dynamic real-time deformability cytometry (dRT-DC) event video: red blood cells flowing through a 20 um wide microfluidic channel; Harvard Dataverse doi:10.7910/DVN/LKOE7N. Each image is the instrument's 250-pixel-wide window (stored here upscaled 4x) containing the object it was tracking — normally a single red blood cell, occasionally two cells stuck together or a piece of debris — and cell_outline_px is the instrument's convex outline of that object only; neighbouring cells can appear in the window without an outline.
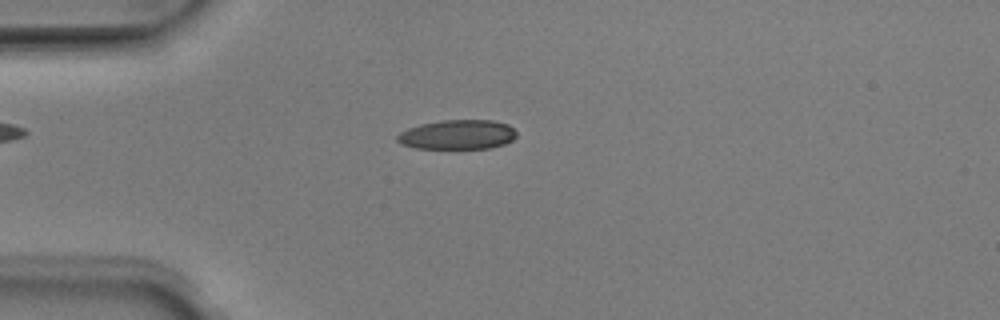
{"species": "Egyptian fruit bat (a non-hibernating species)", "species_latin": "Rousettus aegyptiacus", "temperature_condition": "room temperature", "stored_images_in_passage": 50, "camera_frame_rate_fps": 3000, "um_per_image_px": 0.085, "animal": {"sex": "male"}, "frame": {"image": 1, "passage_image": 13, "time_ms": 4.0, "image_size_px": [1000, 320], "cell_outline_px": [[516, 136], [512, 140], [504, 144], [488, 148], [416, 148], [400, 144], [396, 140], [396, 136], [400, 132], [408, 128], [420, 124], [444, 120], [492, 120], [508, 124], [516, 132]], "centroid_in_image_um": [38.87, 11.44], "position_along_channel_um": 46.1, "area_um2": 20.46}}
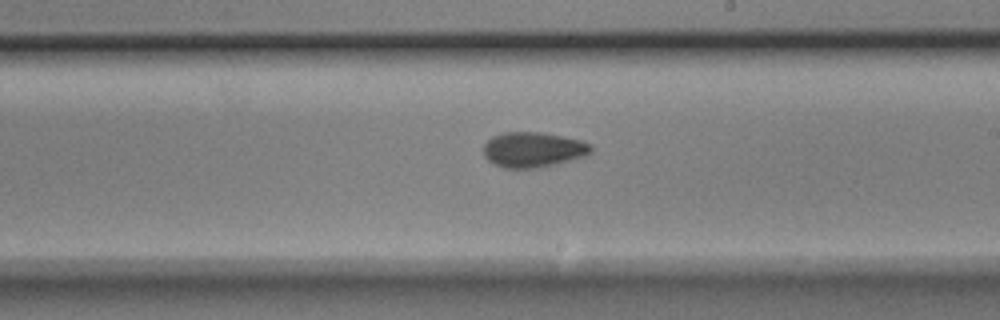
{"frame": {"image": 2, "passage_image": 29, "time_ms": 9.333, "image_size_px": [1000, 320], "cell_outline_px": [[592, 152], [584, 156], [556, 164], [536, 168], [504, 168], [488, 160], [484, 156], [484, 144], [492, 136], [504, 132], [540, 132], [580, 140], [592, 144]], "centroid_in_image_um": [45.31, 12.72], "position_along_channel_um": 243.7, "area_um2": 21.96}}
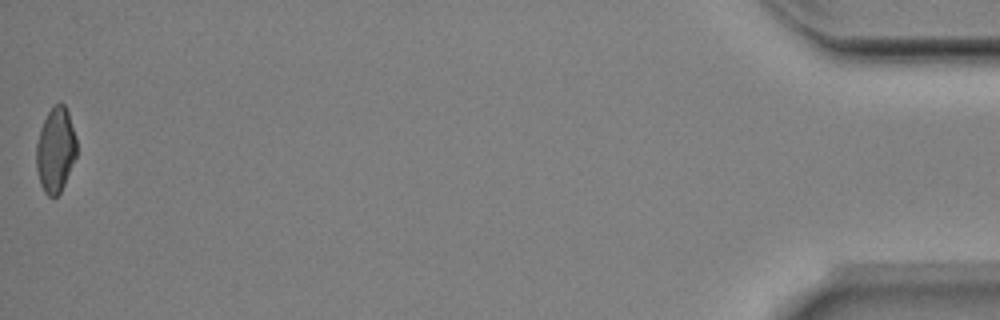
{"frame": {"image": 3, "passage_image": 50, "time_ms": 16.333, "image_size_px": [1000, 320], "cell_outline_px": [[76, 156], [64, 184], [60, 192], [56, 196], [48, 196], [44, 192], [40, 184], [36, 168], [36, 144], [40, 128], [48, 112], [56, 104], [64, 104], [68, 112], [76, 136]], "centroid_in_image_um": [4.71, 12.75], "position_along_channel_um": 430.5, "area_um2": 19.83}, "authors_computed_cell_mechanics": {"area_um2": 20.8947, "velocity_mm_per_s": 4.0401, "shape_relaxation_time_tau1_ms": 3.293, "shape_relaxation_time_tau2_ms": 3.2102, "deformation_change_tau1": 0.1302, "deformation_change_tau2": 0.0908}}